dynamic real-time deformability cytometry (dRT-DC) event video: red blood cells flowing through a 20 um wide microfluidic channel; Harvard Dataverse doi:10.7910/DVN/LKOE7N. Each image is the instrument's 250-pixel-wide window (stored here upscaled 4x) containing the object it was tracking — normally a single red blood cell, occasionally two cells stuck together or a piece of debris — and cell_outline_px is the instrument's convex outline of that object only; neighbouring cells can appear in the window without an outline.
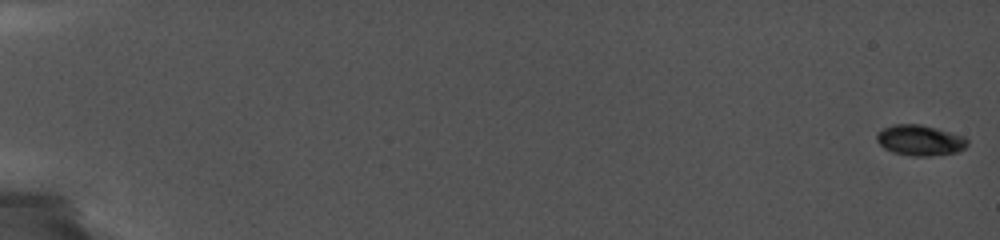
{"species": "common noctule bat (a hibernating species)", "species_latin": "Nyctalus noctula", "temperature_condition": "cold", "stored_images_in_passage": 48, "camera_frame_rate_fps": 5000, "um_per_image_px": 0.085, "animal": {"sex": "female", "body_mass_g": 19.0, "forearm_length_mm": 56.7}, "frame": {"image": 1, "passage_image": 1, "time_ms": 0.0, "image_size_px": [1000, 240], "cell_outline_px": [[968, 144], [964, 148], [956, 152], [932, 156], [912, 156], [892, 152], [884, 148], [876, 140], [876, 132], [892, 124], [920, 124], [936, 128], [964, 136], [968, 140]], "centroid_in_image_um": [78.18, 11.92], "position_along_channel_um": 6.8, "area_um2": 16.24}}
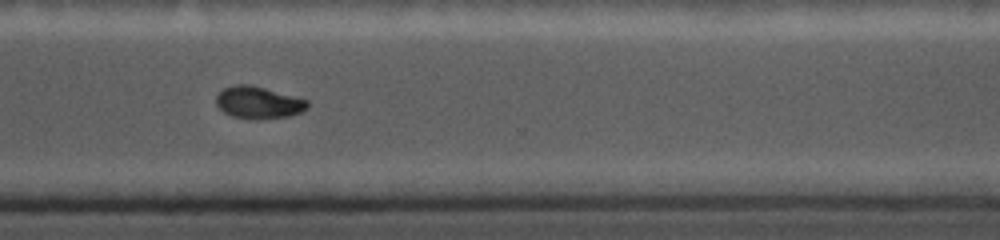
{"frame": {"image": 2, "passage_image": 40, "time_ms": 14.6, "image_size_px": [1000, 240], "cell_outline_px": [[308, 108], [292, 116], [232, 116], [224, 112], [216, 104], [216, 96], [224, 88], [236, 84], [248, 84], [264, 88], [308, 100]], "centroid_in_image_um": [21.96, 8.66], "position_along_channel_um": 348.6, "area_um2": 16.18}}
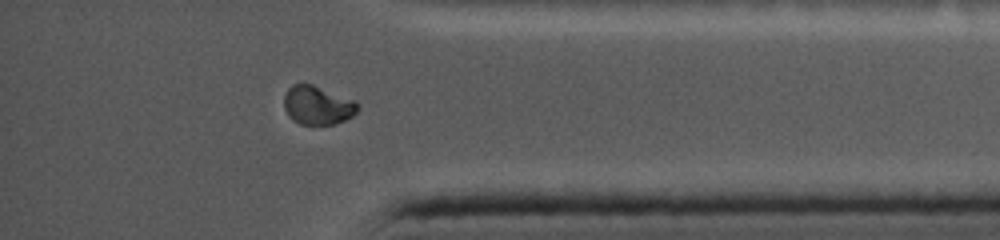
{"frame": {"image": 3, "passage_image": 44, "time_ms": 16.2, "image_size_px": [1000, 240], "cell_outline_px": [[360, 108], [352, 116], [336, 124], [300, 124], [292, 120], [288, 116], [284, 108], [284, 96], [288, 88], [292, 84], [312, 84], [356, 100], [360, 104]], "centroid_in_image_um": [27.01, 8.94], "position_along_channel_um": 408.2, "area_um2": 16.82}}